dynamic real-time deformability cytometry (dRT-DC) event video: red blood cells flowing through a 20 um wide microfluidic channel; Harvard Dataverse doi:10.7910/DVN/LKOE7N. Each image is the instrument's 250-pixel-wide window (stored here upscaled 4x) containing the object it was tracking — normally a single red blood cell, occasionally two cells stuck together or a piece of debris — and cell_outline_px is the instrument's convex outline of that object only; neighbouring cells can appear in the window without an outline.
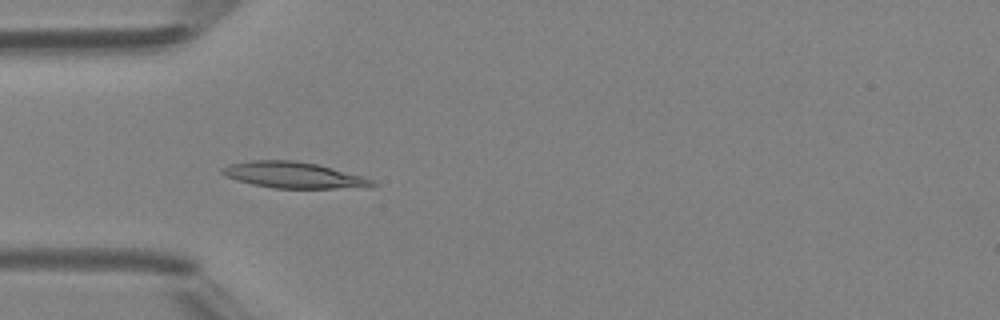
{"species": "Egyptian fruit bat (a non-hibernating species)", "species_latin": "Rousettus aegyptiacus", "temperature_condition": "room temperature", "stored_images_in_passage": 48, "camera_frame_rate_fps": 3000, "um_per_image_px": 0.085, "animal": {"sex": "female"}, "frame": {"image": 1, "passage_image": 15, "time_ms": 4.667, "image_size_px": [1000, 320], "cell_outline_px": [[380, 184], [336, 188], [272, 188], [252, 184], [236, 180], [224, 176], [220, 172], [220, 168], [228, 164], [252, 160], [292, 160], [316, 164], [364, 176]], "centroid_in_image_um": [24.84, 14.87], "position_along_channel_um": 60.2, "area_um2": 22.66}}
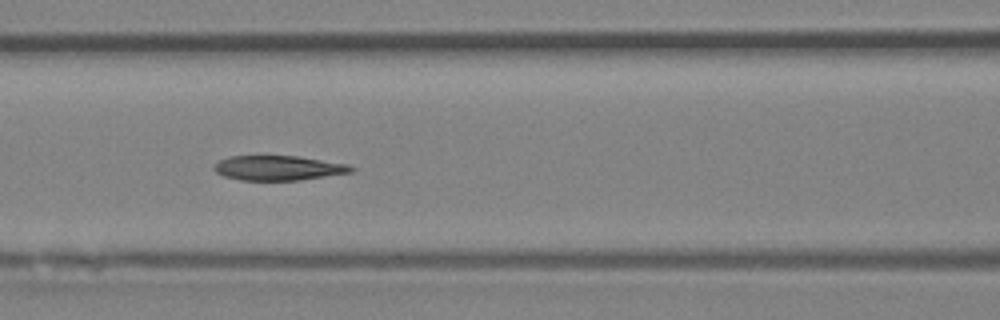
{"frame": {"image": 2, "passage_image": 21, "time_ms": 6.667, "image_size_px": [1000, 320], "cell_outline_px": [[356, 168], [352, 172], [300, 180], [240, 180], [224, 176], [216, 172], [212, 168], [212, 164], [228, 156], [296, 156], [348, 164]], "centroid_in_image_um": [23.62, 14.27], "position_along_channel_um": 143.0, "area_um2": 19.77}}
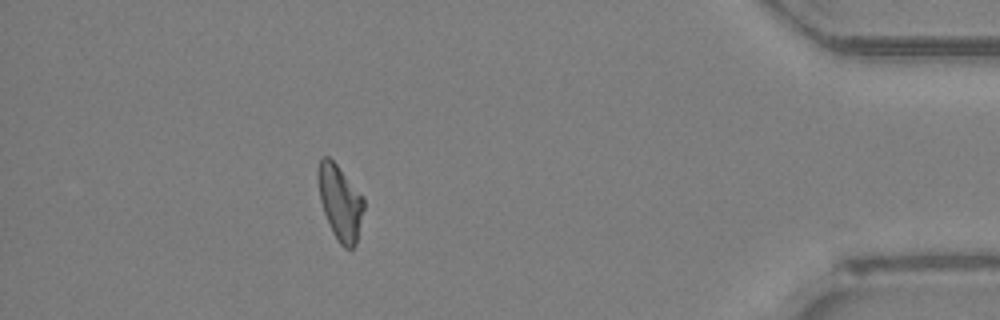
{"frame": {"image": 3, "passage_image": 43, "time_ms": 14.0, "image_size_px": [1000, 320], "cell_outline_px": [[364, 208], [356, 244], [352, 248], [344, 248], [340, 244], [332, 232], [324, 212], [320, 200], [316, 176], [316, 168], [320, 160], [324, 156], [328, 156], [336, 164], [364, 196]], "centroid_in_image_um": [28.89, 17.18], "position_along_channel_um": 406.3, "area_um2": 20.11}, "authors_computed_cell_mechanics": {"area_um2": 20.519, "velocity_mm_per_s": 4.2755, "shape_relaxation_time_tau1_ms": null, "shape_relaxation_time_tau2_ms": 5.3153, "deformation_change_tau1": null, "deformation_change_tau2": 0.1398}}